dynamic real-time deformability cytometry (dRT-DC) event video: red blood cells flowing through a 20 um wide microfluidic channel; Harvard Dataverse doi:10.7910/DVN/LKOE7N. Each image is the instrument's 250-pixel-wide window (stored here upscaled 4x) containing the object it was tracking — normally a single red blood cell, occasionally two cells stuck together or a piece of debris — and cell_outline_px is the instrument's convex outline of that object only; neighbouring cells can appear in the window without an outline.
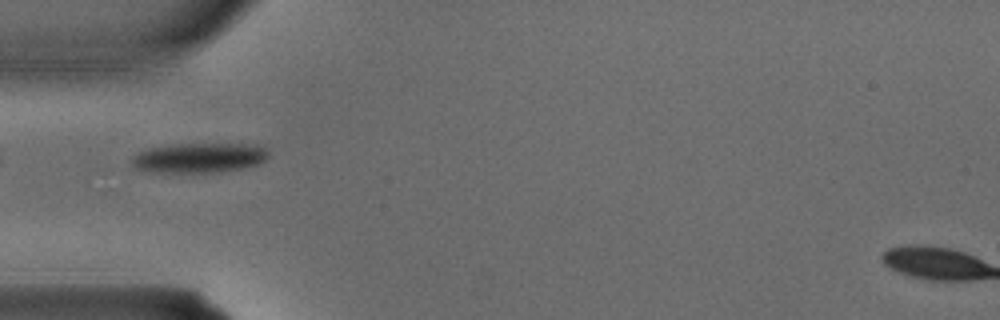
{"species": "common noctule bat (a hibernating species)", "species_latin": "Nyctalus noctula", "temperature_condition": "warm", "stored_images_in_passage": 2, "camera_frame_rate_fps": 3000, "um_per_image_px": 0.085, "animal": {"sex": "male", "body_mass_g": 15.6}, "frame": {"image": 1, "passage_image": 2, "time_ms": 0.333, "image_size_px": [1000, 320], "cell_outline_px": [[268, 156], [264, 160], [256, 164], [244, 168], [220, 172], [152, 172], [136, 168], [132, 164], [132, 156], [140, 152], [152, 148], [172, 144], [256, 144], [264, 148], [268, 152]], "centroid_in_image_um": [16.94, 13.41], "position_along_channel_um": 68.1, "area_um2": 23.58}}